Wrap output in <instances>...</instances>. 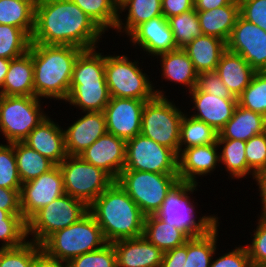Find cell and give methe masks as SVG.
<instances>
[{
	"instance_id": "6da1fadb",
	"label": "cell",
	"mask_w": 266,
	"mask_h": 267,
	"mask_svg": "<svg viewBox=\"0 0 266 267\" xmlns=\"http://www.w3.org/2000/svg\"><path fill=\"white\" fill-rule=\"evenodd\" d=\"M104 32L72 0H37L31 43L98 48Z\"/></svg>"
},
{
	"instance_id": "7a4b0ae2",
	"label": "cell",
	"mask_w": 266,
	"mask_h": 267,
	"mask_svg": "<svg viewBox=\"0 0 266 267\" xmlns=\"http://www.w3.org/2000/svg\"><path fill=\"white\" fill-rule=\"evenodd\" d=\"M88 211L107 243L143 235L145 215L117 181L88 206Z\"/></svg>"
},
{
	"instance_id": "3957f363",
	"label": "cell",
	"mask_w": 266,
	"mask_h": 267,
	"mask_svg": "<svg viewBox=\"0 0 266 267\" xmlns=\"http://www.w3.org/2000/svg\"><path fill=\"white\" fill-rule=\"evenodd\" d=\"M82 51L75 46L31 43L28 52L34 66V96L66 102L74 63Z\"/></svg>"
},
{
	"instance_id": "277c9868",
	"label": "cell",
	"mask_w": 266,
	"mask_h": 267,
	"mask_svg": "<svg viewBox=\"0 0 266 267\" xmlns=\"http://www.w3.org/2000/svg\"><path fill=\"white\" fill-rule=\"evenodd\" d=\"M105 244L101 227L88 211L77 222L50 235L41 247L49 256L68 263L79 255L101 249Z\"/></svg>"
},
{
	"instance_id": "5b68a950",
	"label": "cell",
	"mask_w": 266,
	"mask_h": 267,
	"mask_svg": "<svg viewBox=\"0 0 266 267\" xmlns=\"http://www.w3.org/2000/svg\"><path fill=\"white\" fill-rule=\"evenodd\" d=\"M126 55H105V77L110 97L149 101L155 96L164 97L162 90H155L149 76L140 69L138 61Z\"/></svg>"
},
{
	"instance_id": "8992f818",
	"label": "cell",
	"mask_w": 266,
	"mask_h": 267,
	"mask_svg": "<svg viewBox=\"0 0 266 267\" xmlns=\"http://www.w3.org/2000/svg\"><path fill=\"white\" fill-rule=\"evenodd\" d=\"M197 186L195 183L179 181L167 194L156 213L159 218L182 230L189 238L206 234L219 221L217 216L207 215L200 217L196 222L194 200L191 201L188 195L193 194Z\"/></svg>"
},
{
	"instance_id": "52a82bcc",
	"label": "cell",
	"mask_w": 266,
	"mask_h": 267,
	"mask_svg": "<svg viewBox=\"0 0 266 267\" xmlns=\"http://www.w3.org/2000/svg\"><path fill=\"white\" fill-rule=\"evenodd\" d=\"M145 215L156 214L167 194L180 181L178 174L122 170L116 180Z\"/></svg>"
},
{
	"instance_id": "ba28073f",
	"label": "cell",
	"mask_w": 266,
	"mask_h": 267,
	"mask_svg": "<svg viewBox=\"0 0 266 267\" xmlns=\"http://www.w3.org/2000/svg\"><path fill=\"white\" fill-rule=\"evenodd\" d=\"M167 96H155L143 107L141 132L179 154L180 126L184 113Z\"/></svg>"
},
{
	"instance_id": "9c48e42d",
	"label": "cell",
	"mask_w": 266,
	"mask_h": 267,
	"mask_svg": "<svg viewBox=\"0 0 266 267\" xmlns=\"http://www.w3.org/2000/svg\"><path fill=\"white\" fill-rule=\"evenodd\" d=\"M35 96L0 95V132L7 143L23 142L47 115Z\"/></svg>"
},
{
	"instance_id": "30bf717a",
	"label": "cell",
	"mask_w": 266,
	"mask_h": 267,
	"mask_svg": "<svg viewBox=\"0 0 266 267\" xmlns=\"http://www.w3.org/2000/svg\"><path fill=\"white\" fill-rule=\"evenodd\" d=\"M87 212L88 206L82 200L64 194L27 221V236L32 235L30 241L41 245L54 232L77 222Z\"/></svg>"
},
{
	"instance_id": "8fae6325",
	"label": "cell",
	"mask_w": 266,
	"mask_h": 267,
	"mask_svg": "<svg viewBox=\"0 0 266 267\" xmlns=\"http://www.w3.org/2000/svg\"><path fill=\"white\" fill-rule=\"evenodd\" d=\"M65 194L82 200L89 206L114 180L102 169L80 156H67L59 165Z\"/></svg>"
},
{
	"instance_id": "7c38bea8",
	"label": "cell",
	"mask_w": 266,
	"mask_h": 267,
	"mask_svg": "<svg viewBox=\"0 0 266 267\" xmlns=\"http://www.w3.org/2000/svg\"><path fill=\"white\" fill-rule=\"evenodd\" d=\"M123 170L178 174V155L170 148L138 134L126 141Z\"/></svg>"
},
{
	"instance_id": "4fadbf2b",
	"label": "cell",
	"mask_w": 266,
	"mask_h": 267,
	"mask_svg": "<svg viewBox=\"0 0 266 267\" xmlns=\"http://www.w3.org/2000/svg\"><path fill=\"white\" fill-rule=\"evenodd\" d=\"M226 44L227 50L241 55L256 72L266 71L264 29L239 15Z\"/></svg>"
},
{
	"instance_id": "5bb4252c",
	"label": "cell",
	"mask_w": 266,
	"mask_h": 267,
	"mask_svg": "<svg viewBox=\"0 0 266 267\" xmlns=\"http://www.w3.org/2000/svg\"><path fill=\"white\" fill-rule=\"evenodd\" d=\"M65 194L63 176L58 165L49 172L23 183L20 191V207L27 222L36 212Z\"/></svg>"
},
{
	"instance_id": "9a60e30c",
	"label": "cell",
	"mask_w": 266,
	"mask_h": 267,
	"mask_svg": "<svg viewBox=\"0 0 266 267\" xmlns=\"http://www.w3.org/2000/svg\"><path fill=\"white\" fill-rule=\"evenodd\" d=\"M145 103L146 101L139 99L110 97L103 111L107 133L125 141L140 134Z\"/></svg>"
},
{
	"instance_id": "2e32d148",
	"label": "cell",
	"mask_w": 266,
	"mask_h": 267,
	"mask_svg": "<svg viewBox=\"0 0 266 267\" xmlns=\"http://www.w3.org/2000/svg\"><path fill=\"white\" fill-rule=\"evenodd\" d=\"M126 141L106 133L79 156L86 162L106 172L114 181L124 169Z\"/></svg>"
},
{
	"instance_id": "e0dca14e",
	"label": "cell",
	"mask_w": 266,
	"mask_h": 267,
	"mask_svg": "<svg viewBox=\"0 0 266 267\" xmlns=\"http://www.w3.org/2000/svg\"><path fill=\"white\" fill-rule=\"evenodd\" d=\"M127 37H130L132 44L156 58L160 54L178 49L168 20L164 16L141 23Z\"/></svg>"
},
{
	"instance_id": "ac0fdd59",
	"label": "cell",
	"mask_w": 266,
	"mask_h": 267,
	"mask_svg": "<svg viewBox=\"0 0 266 267\" xmlns=\"http://www.w3.org/2000/svg\"><path fill=\"white\" fill-rule=\"evenodd\" d=\"M83 113L86 114L64 129L65 147L69 156H79L107 133L104 112Z\"/></svg>"
},
{
	"instance_id": "d6986e66",
	"label": "cell",
	"mask_w": 266,
	"mask_h": 267,
	"mask_svg": "<svg viewBox=\"0 0 266 267\" xmlns=\"http://www.w3.org/2000/svg\"><path fill=\"white\" fill-rule=\"evenodd\" d=\"M217 143L179 149L178 177L182 182L198 184L197 176H207L220 162ZM207 174V175H206Z\"/></svg>"
},
{
	"instance_id": "ffe728a7",
	"label": "cell",
	"mask_w": 266,
	"mask_h": 267,
	"mask_svg": "<svg viewBox=\"0 0 266 267\" xmlns=\"http://www.w3.org/2000/svg\"><path fill=\"white\" fill-rule=\"evenodd\" d=\"M195 112L191 116L213 127L218 133L232 118L238 99H224L201 91L197 86L189 92ZM197 111V113H196Z\"/></svg>"
},
{
	"instance_id": "44dd1931",
	"label": "cell",
	"mask_w": 266,
	"mask_h": 267,
	"mask_svg": "<svg viewBox=\"0 0 266 267\" xmlns=\"http://www.w3.org/2000/svg\"><path fill=\"white\" fill-rule=\"evenodd\" d=\"M23 142L55 165H59L68 156L64 130L48 116L29 133Z\"/></svg>"
},
{
	"instance_id": "7402d4cb",
	"label": "cell",
	"mask_w": 266,
	"mask_h": 267,
	"mask_svg": "<svg viewBox=\"0 0 266 267\" xmlns=\"http://www.w3.org/2000/svg\"><path fill=\"white\" fill-rule=\"evenodd\" d=\"M117 267H160L163 253L144 236L112 242Z\"/></svg>"
},
{
	"instance_id": "603a6c76",
	"label": "cell",
	"mask_w": 266,
	"mask_h": 267,
	"mask_svg": "<svg viewBox=\"0 0 266 267\" xmlns=\"http://www.w3.org/2000/svg\"><path fill=\"white\" fill-rule=\"evenodd\" d=\"M217 74L231 94L238 98L248 87L256 71L236 53L226 50L216 68Z\"/></svg>"
},
{
	"instance_id": "cb8c5ba5",
	"label": "cell",
	"mask_w": 266,
	"mask_h": 267,
	"mask_svg": "<svg viewBox=\"0 0 266 267\" xmlns=\"http://www.w3.org/2000/svg\"><path fill=\"white\" fill-rule=\"evenodd\" d=\"M202 35L214 36L227 43L240 15L238 0L212 10L197 11Z\"/></svg>"
},
{
	"instance_id": "d4e9b609",
	"label": "cell",
	"mask_w": 266,
	"mask_h": 267,
	"mask_svg": "<svg viewBox=\"0 0 266 267\" xmlns=\"http://www.w3.org/2000/svg\"><path fill=\"white\" fill-rule=\"evenodd\" d=\"M196 72L216 71L222 54L227 50L225 41L214 36L201 35L182 48Z\"/></svg>"
},
{
	"instance_id": "484cf974",
	"label": "cell",
	"mask_w": 266,
	"mask_h": 267,
	"mask_svg": "<svg viewBox=\"0 0 266 267\" xmlns=\"http://www.w3.org/2000/svg\"><path fill=\"white\" fill-rule=\"evenodd\" d=\"M0 95L34 96V66L29 52L11 59Z\"/></svg>"
},
{
	"instance_id": "4316f807",
	"label": "cell",
	"mask_w": 266,
	"mask_h": 267,
	"mask_svg": "<svg viewBox=\"0 0 266 267\" xmlns=\"http://www.w3.org/2000/svg\"><path fill=\"white\" fill-rule=\"evenodd\" d=\"M264 132H266V117L238 104L232 118L220 130L217 139H234L246 142L251 137Z\"/></svg>"
},
{
	"instance_id": "83f0119b",
	"label": "cell",
	"mask_w": 266,
	"mask_h": 267,
	"mask_svg": "<svg viewBox=\"0 0 266 267\" xmlns=\"http://www.w3.org/2000/svg\"><path fill=\"white\" fill-rule=\"evenodd\" d=\"M110 100L106 81L82 82V85H70L66 99L70 105L82 112H103Z\"/></svg>"
},
{
	"instance_id": "f1b7e54d",
	"label": "cell",
	"mask_w": 266,
	"mask_h": 267,
	"mask_svg": "<svg viewBox=\"0 0 266 267\" xmlns=\"http://www.w3.org/2000/svg\"><path fill=\"white\" fill-rule=\"evenodd\" d=\"M158 56L162 62V78L188 87L189 92L197 86L198 73L182 48Z\"/></svg>"
},
{
	"instance_id": "f546056e",
	"label": "cell",
	"mask_w": 266,
	"mask_h": 267,
	"mask_svg": "<svg viewBox=\"0 0 266 267\" xmlns=\"http://www.w3.org/2000/svg\"><path fill=\"white\" fill-rule=\"evenodd\" d=\"M119 17L115 30L129 35L141 23L152 18L163 16L161 0H119ZM128 10L125 23H122L120 13ZM125 24V25H124Z\"/></svg>"
},
{
	"instance_id": "4dcf8cb0",
	"label": "cell",
	"mask_w": 266,
	"mask_h": 267,
	"mask_svg": "<svg viewBox=\"0 0 266 267\" xmlns=\"http://www.w3.org/2000/svg\"><path fill=\"white\" fill-rule=\"evenodd\" d=\"M142 236L162 252L182 246L189 239L182 230L169 225L156 214L145 216Z\"/></svg>"
},
{
	"instance_id": "1f68e13d",
	"label": "cell",
	"mask_w": 266,
	"mask_h": 267,
	"mask_svg": "<svg viewBox=\"0 0 266 267\" xmlns=\"http://www.w3.org/2000/svg\"><path fill=\"white\" fill-rule=\"evenodd\" d=\"M37 0H0V24L18 27L30 37L35 27Z\"/></svg>"
},
{
	"instance_id": "d6a6232c",
	"label": "cell",
	"mask_w": 266,
	"mask_h": 267,
	"mask_svg": "<svg viewBox=\"0 0 266 267\" xmlns=\"http://www.w3.org/2000/svg\"><path fill=\"white\" fill-rule=\"evenodd\" d=\"M17 170L23 183L49 172L56 165L24 142H14Z\"/></svg>"
},
{
	"instance_id": "836d02e7",
	"label": "cell",
	"mask_w": 266,
	"mask_h": 267,
	"mask_svg": "<svg viewBox=\"0 0 266 267\" xmlns=\"http://www.w3.org/2000/svg\"><path fill=\"white\" fill-rule=\"evenodd\" d=\"M106 81L105 56L96 48L83 50L77 57L70 85H82V82Z\"/></svg>"
},
{
	"instance_id": "e575fe53",
	"label": "cell",
	"mask_w": 266,
	"mask_h": 267,
	"mask_svg": "<svg viewBox=\"0 0 266 267\" xmlns=\"http://www.w3.org/2000/svg\"><path fill=\"white\" fill-rule=\"evenodd\" d=\"M219 222L206 234L187 240V257L184 267H210L218 243Z\"/></svg>"
},
{
	"instance_id": "d590c367",
	"label": "cell",
	"mask_w": 266,
	"mask_h": 267,
	"mask_svg": "<svg viewBox=\"0 0 266 267\" xmlns=\"http://www.w3.org/2000/svg\"><path fill=\"white\" fill-rule=\"evenodd\" d=\"M188 116V114L184 113L182 117L179 149L217 143L219 133L213 127L192 116Z\"/></svg>"
},
{
	"instance_id": "8d00e7d4",
	"label": "cell",
	"mask_w": 266,
	"mask_h": 267,
	"mask_svg": "<svg viewBox=\"0 0 266 267\" xmlns=\"http://www.w3.org/2000/svg\"><path fill=\"white\" fill-rule=\"evenodd\" d=\"M220 147L222 144L220 163L225 165L226 171L229 172L231 178H244L249 173L253 179L255 173L248 167L245 157L246 142L234 139H217Z\"/></svg>"
},
{
	"instance_id": "74e56055",
	"label": "cell",
	"mask_w": 266,
	"mask_h": 267,
	"mask_svg": "<svg viewBox=\"0 0 266 267\" xmlns=\"http://www.w3.org/2000/svg\"><path fill=\"white\" fill-rule=\"evenodd\" d=\"M96 25L105 32L116 27L119 0H72Z\"/></svg>"
},
{
	"instance_id": "f35d334b",
	"label": "cell",
	"mask_w": 266,
	"mask_h": 267,
	"mask_svg": "<svg viewBox=\"0 0 266 267\" xmlns=\"http://www.w3.org/2000/svg\"><path fill=\"white\" fill-rule=\"evenodd\" d=\"M31 37L22 29L0 24V57L18 58L29 51Z\"/></svg>"
},
{
	"instance_id": "ab89813d",
	"label": "cell",
	"mask_w": 266,
	"mask_h": 267,
	"mask_svg": "<svg viewBox=\"0 0 266 267\" xmlns=\"http://www.w3.org/2000/svg\"><path fill=\"white\" fill-rule=\"evenodd\" d=\"M177 48H183L202 35L200 22L195 9L167 19Z\"/></svg>"
},
{
	"instance_id": "60d3db41",
	"label": "cell",
	"mask_w": 266,
	"mask_h": 267,
	"mask_svg": "<svg viewBox=\"0 0 266 267\" xmlns=\"http://www.w3.org/2000/svg\"><path fill=\"white\" fill-rule=\"evenodd\" d=\"M237 99L240 106L266 117V71L256 72Z\"/></svg>"
},
{
	"instance_id": "b9f144b4",
	"label": "cell",
	"mask_w": 266,
	"mask_h": 267,
	"mask_svg": "<svg viewBox=\"0 0 266 267\" xmlns=\"http://www.w3.org/2000/svg\"><path fill=\"white\" fill-rule=\"evenodd\" d=\"M0 144V187L21 191L22 182L18 175L14 143Z\"/></svg>"
},
{
	"instance_id": "7bdbcfd3",
	"label": "cell",
	"mask_w": 266,
	"mask_h": 267,
	"mask_svg": "<svg viewBox=\"0 0 266 267\" xmlns=\"http://www.w3.org/2000/svg\"><path fill=\"white\" fill-rule=\"evenodd\" d=\"M41 250V245L29 240L16 248H0V267H31Z\"/></svg>"
},
{
	"instance_id": "ee69618b",
	"label": "cell",
	"mask_w": 266,
	"mask_h": 267,
	"mask_svg": "<svg viewBox=\"0 0 266 267\" xmlns=\"http://www.w3.org/2000/svg\"><path fill=\"white\" fill-rule=\"evenodd\" d=\"M67 264L68 267H117L113 244L107 243L99 250L79 255Z\"/></svg>"
},
{
	"instance_id": "f6af8a7d",
	"label": "cell",
	"mask_w": 266,
	"mask_h": 267,
	"mask_svg": "<svg viewBox=\"0 0 266 267\" xmlns=\"http://www.w3.org/2000/svg\"><path fill=\"white\" fill-rule=\"evenodd\" d=\"M27 222L24 219H2L0 221V248H16L27 241Z\"/></svg>"
},
{
	"instance_id": "bcb514c9",
	"label": "cell",
	"mask_w": 266,
	"mask_h": 267,
	"mask_svg": "<svg viewBox=\"0 0 266 267\" xmlns=\"http://www.w3.org/2000/svg\"><path fill=\"white\" fill-rule=\"evenodd\" d=\"M245 157L248 167L255 174L266 169V132L246 141Z\"/></svg>"
},
{
	"instance_id": "7dc6e473",
	"label": "cell",
	"mask_w": 266,
	"mask_h": 267,
	"mask_svg": "<svg viewBox=\"0 0 266 267\" xmlns=\"http://www.w3.org/2000/svg\"><path fill=\"white\" fill-rule=\"evenodd\" d=\"M257 224L251 244L245 246L252 265L266 264V216L261 215Z\"/></svg>"
},
{
	"instance_id": "c3c4849f",
	"label": "cell",
	"mask_w": 266,
	"mask_h": 267,
	"mask_svg": "<svg viewBox=\"0 0 266 267\" xmlns=\"http://www.w3.org/2000/svg\"><path fill=\"white\" fill-rule=\"evenodd\" d=\"M197 87L206 93L224 99H237L222 82L216 71L202 72L198 74Z\"/></svg>"
},
{
	"instance_id": "681fc988",
	"label": "cell",
	"mask_w": 266,
	"mask_h": 267,
	"mask_svg": "<svg viewBox=\"0 0 266 267\" xmlns=\"http://www.w3.org/2000/svg\"><path fill=\"white\" fill-rule=\"evenodd\" d=\"M240 15L266 32V0H238Z\"/></svg>"
},
{
	"instance_id": "f907efd6",
	"label": "cell",
	"mask_w": 266,
	"mask_h": 267,
	"mask_svg": "<svg viewBox=\"0 0 266 267\" xmlns=\"http://www.w3.org/2000/svg\"><path fill=\"white\" fill-rule=\"evenodd\" d=\"M211 259L210 267H251V260L249 258L246 247L242 245L235 247V249L223 254L219 258Z\"/></svg>"
},
{
	"instance_id": "816d5d0a",
	"label": "cell",
	"mask_w": 266,
	"mask_h": 267,
	"mask_svg": "<svg viewBox=\"0 0 266 267\" xmlns=\"http://www.w3.org/2000/svg\"><path fill=\"white\" fill-rule=\"evenodd\" d=\"M0 209L10 214H22L20 207V192L15 189L0 187Z\"/></svg>"
},
{
	"instance_id": "f5cc1de1",
	"label": "cell",
	"mask_w": 266,
	"mask_h": 267,
	"mask_svg": "<svg viewBox=\"0 0 266 267\" xmlns=\"http://www.w3.org/2000/svg\"><path fill=\"white\" fill-rule=\"evenodd\" d=\"M161 3L166 19L194 9V0H161Z\"/></svg>"
},
{
	"instance_id": "db71d44e",
	"label": "cell",
	"mask_w": 266,
	"mask_h": 267,
	"mask_svg": "<svg viewBox=\"0 0 266 267\" xmlns=\"http://www.w3.org/2000/svg\"><path fill=\"white\" fill-rule=\"evenodd\" d=\"M187 257V241L182 246L163 253L160 267H184Z\"/></svg>"
},
{
	"instance_id": "11a10c76",
	"label": "cell",
	"mask_w": 266,
	"mask_h": 267,
	"mask_svg": "<svg viewBox=\"0 0 266 267\" xmlns=\"http://www.w3.org/2000/svg\"><path fill=\"white\" fill-rule=\"evenodd\" d=\"M31 267H68L66 262L49 256L43 249L33 258Z\"/></svg>"
},
{
	"instance_id": "9f6ffc18",
	"label": "cell",
	"mask_w": 266,
	"mask_h": 267,
	"mask_svg": "<svg viewBox=\"0 0 266 267\" xmlns=\"http://www.w3.org/2000/svg\"><path fill=\"white\" fill-rule=\"evenodd\" d=\"M254 179H256L257 186H259L260 197H261V214L266 216V169L255 174Z\"/></svg>"
},
{
	"instance_id": "6f0895ef",
	"label": "cell",
	"mask_w": 266,
	"mask_h": 267,
	"mask_svg": "<svg viewBox=\"0 0 266 267\" xmlns=\"http://www.w3.org/2000/svg\"><path fill=\"white\" fill-rule=\"evenodd\" d=\"M233 0H194L196 11L212 10L230 4Z\"/></svg>"
},
{
	"instance_id": "680465c9",
	"label": "cell",
	"mask_w": 266,
	"mask_h": 267,
	"mask_svg": "<svg viewBox=\"0 0 266 267\" xmlns=\"http://www.w3.org/2000/svg\"><path fill=\"white\" fill-rule=\"evenodd\" d=\"M11 60L0 57V88L3 86Z\"/></svg>"
},
{
	"instance_id": "91938a15",
	"label": "cell",
	"mask_w": 266,
	"mask_h": 267,
	"mask_svg": "<svg viewBox=\"0 0 266 267\" xmlns=\"http://www.w3.org/2000/svg\"><path fill=\"white\" fill-rule=\"evenodd\" d=\"M2 219H23L22 214H10L8 211L0 209V221Z\"/></svg>"
},
{
	"instance_id": "94428289",
	"label": "cell",
	"mask_w": 266,
	"mask_h": 267,
	"mask_svg": "<svg viewBox=\"0 0 266 267\" xmlns=\"http://www.w3.org/2000/svg\"><path fill=\"white\" fill-rule=\"evenodd\" d=\"M251 267H266V264H262V265H252Z\"/></svg>"
}]
</instances>
